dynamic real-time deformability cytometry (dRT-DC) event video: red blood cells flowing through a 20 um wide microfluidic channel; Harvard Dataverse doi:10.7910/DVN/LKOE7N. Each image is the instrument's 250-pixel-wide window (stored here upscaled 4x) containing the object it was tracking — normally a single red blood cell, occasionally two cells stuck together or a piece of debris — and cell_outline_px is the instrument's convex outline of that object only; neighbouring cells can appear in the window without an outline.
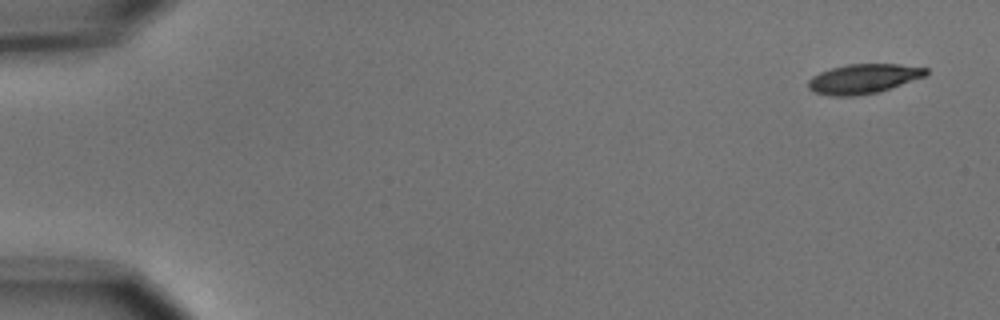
{"species": "common noctule bat (a hibernating species)", "species_latin": "Nyctalus noctula", "temperature_condition": "cold", "stored_images_in_passage": 6, "segment_of_instrument_passage": [1, 2], "camera_frame_rate_fps": 3000, "um_per_image_px": 0.085, "animal": {"sex": "male", "body_mass_g": 15.6}, "frame": {"image": 1, "passage_image": 1, "time_ms": 0.0, "image_size_px": [1000, 320], "cell_outline_px": [[928, 76], [876, 92], [856, 96], [832, 96], [812, 92], [808, 88], [808, 80], [812, 76], [820, 72], [832, 68], [848, 64], [900, 64], [928, 68]], "centroid_in_image_um": [73.39, 6.69], "position_along_channel_um": 11.6, "area_um2": 20.35}}
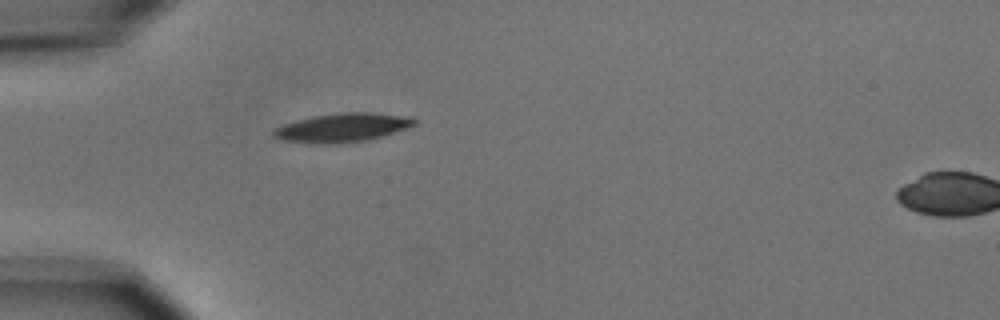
{"frame": {"image": 2, "passage_image": 5, "time_ms": 4.667, "image_size_px": [1000, 320], "cell_outline_px": [[416, 124], [408, 128], [396, 132], [368, 140], [324, 144], [312, 144], [284, 140], [272, 136], [272, 132], [276, 128], [284, 124], [296, 120], [312, 116], [340, 112], [372, 112], [412, 116], [416, 120]], "centroid_in_image_um": [29.14, 10.83], "position_along_channel_um": 55.9, "area_um2": 23.81}}